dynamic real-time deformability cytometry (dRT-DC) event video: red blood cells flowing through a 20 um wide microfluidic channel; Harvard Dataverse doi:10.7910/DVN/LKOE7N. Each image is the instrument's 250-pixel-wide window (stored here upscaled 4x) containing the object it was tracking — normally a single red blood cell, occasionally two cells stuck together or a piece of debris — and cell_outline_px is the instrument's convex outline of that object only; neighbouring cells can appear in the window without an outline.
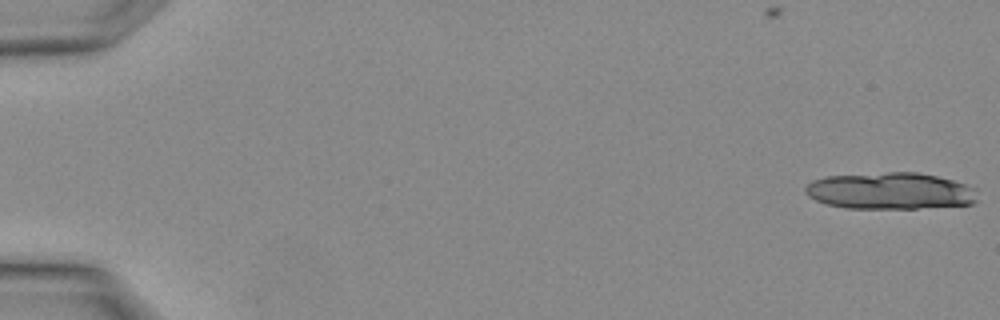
{"species": "Egyptian fruit bat (a non-hibernating species)", "species_latin": "Rousettus aegyptiacus", "temperature_condition": "warm", "stored_images_in_passage": 5, "segment_of_instrument_passage": [1, 2], "camera_frame_rate_fps": 3000, "um_per_image_px": 0.085, "animal": {"sex": "female"}, "frame": {"image": 1, "passage_image": 1, "time_ms": 0.0, "image_size_px": [1000, 320], "cell_outline_px": [[980, 200], [972, 204], [916, 208], [844, 208], [828, 204], [816, 200], [808, 196], [804, 192], [804, 188], [812, 180], [828, 176], [888, 172], [916, 172], [936, 176], [952, 180], [976, 188]], "centroid_in_image_um": [75.69, 16.23], "position_along_channel_um": 9.3, "area_um2": 36.93}}